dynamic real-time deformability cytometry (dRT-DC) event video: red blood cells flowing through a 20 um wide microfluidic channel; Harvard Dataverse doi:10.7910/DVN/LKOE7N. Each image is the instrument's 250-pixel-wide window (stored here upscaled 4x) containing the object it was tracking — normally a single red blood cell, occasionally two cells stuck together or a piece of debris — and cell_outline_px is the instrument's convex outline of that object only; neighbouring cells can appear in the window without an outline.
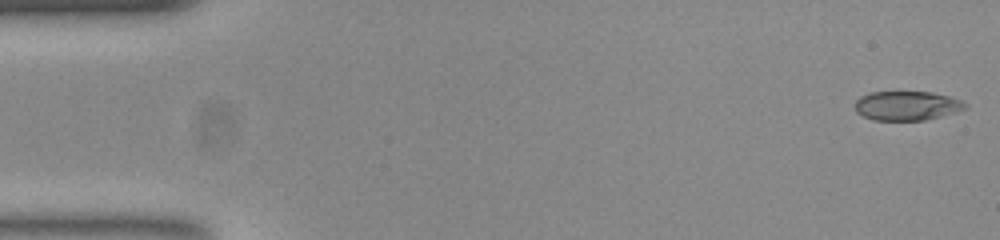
{"species": "common noctule bat (a hibernating species)", "species_latin": "Nyctalus noctula", "temperature_condition": "room temperature", "stored_images_in_passage": 52, "camera_frame_rate_fps": 3000, "um_per_image_px": 0.085, "animal": {"sex": "female", "body_mass_g": 23.0, "forearm_length_mm": 53.4}, "frame": {"image": 1, "passage_image": 1, "time_ms": 0.0, "image_size_px": [1000, 240], "cell_outline_px": [[968, 108], [956, 112], [924, 120], [872, 120], [856, 112], [856, 100], [860, 96], [868, 92], [932, 92], [948, 96], [960, 100], [968, 104]], "centroid_in_image_um": [77.09, 8.98], "position_along_channel_um": 7.9, "area_um2": 18.79}}
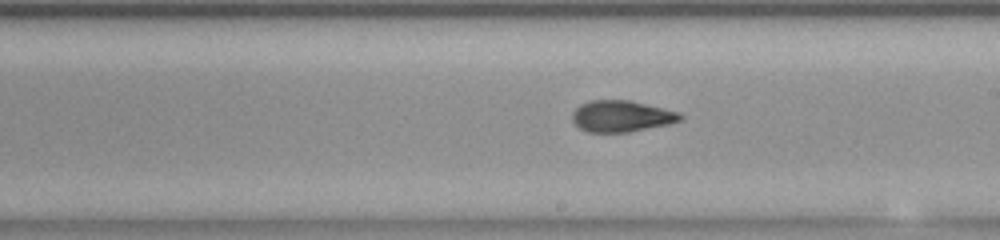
{"frame": {"image": 2, "passage_image": 29, "time_ms": 9.333, "image_size_px": [1000, 240], "cell_outline_px": [[684, 116], [680, 120], [668, 124], [628, 132], [588, 132], [580, 128], [572, 120], [572, 112], [580, 104], [588, 100], [628, 100], [680, 112]], "centroid_in_image_um": [52.8, 9.87], "position_along_channel_um": 236.2, "area_um2": 19.65}}
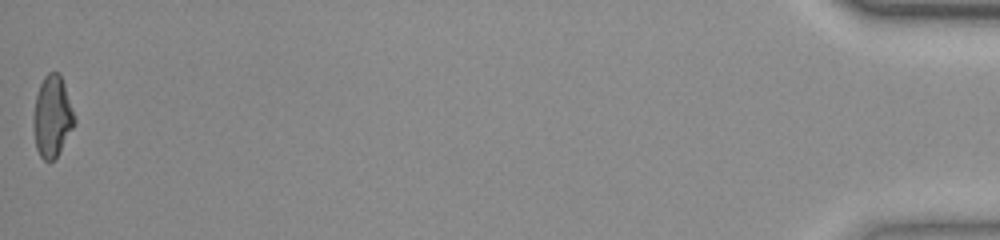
{"frame": {"image": 3, "passage_image": 52, "time_ms": 17.0, "image_size_px": [1000, 240], "cell_outline_px": [[76, 124], [56, 156], [52, 160], [44, 160], [40, 156], [36, 148], [32, 124], [32, 120], [36, 96], [40, 84], [44, 76], [48, 72], [60, 72], [76, 120]], "centroid_in_image_um": [4.43, 9.89], "position_along_channel_um": 430.8, "area_um2": 19.42}, "authors_computed_cell_mechanics": {"area_um2": 19.6231, "velocity_mm_per_s": 3.8877, "shape_relaxation_time_tau1_ms": 10.6147, "shape_relaxation_time_tau2_ms": 2.1993, "deformation_change_tau1": 0.2819, "deformation_change_tau2": 0.0836}}